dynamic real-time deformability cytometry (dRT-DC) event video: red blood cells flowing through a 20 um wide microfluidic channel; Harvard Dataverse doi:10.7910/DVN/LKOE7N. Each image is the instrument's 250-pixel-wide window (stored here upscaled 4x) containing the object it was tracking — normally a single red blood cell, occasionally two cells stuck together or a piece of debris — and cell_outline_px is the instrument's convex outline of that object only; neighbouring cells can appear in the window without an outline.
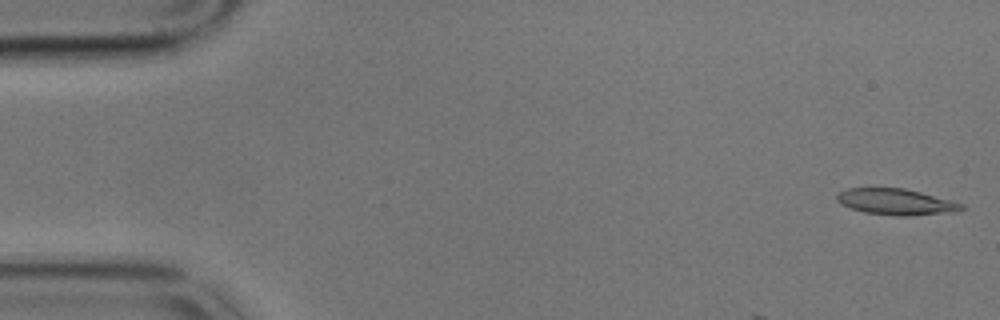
{"species": "common noctule bat (a hibernating species)", "species_latin": "Nyctalus noctula", "temperature_condition": "cold", "stored_images_in_passage": 13, "camera_frame_rate_fps": 3000, "um_per_image_px": 0.085, "animal": {"sex": "male", "body_mass_g": 17.9}, "frame": {"image": 1, "passage_image": 1, "time_ms": 0.0, "image_size_px": [1000, 320], "cell_outline_px": [[964, 208], [956, 212], [908, 216], [896, 216], [864, 212], [840, 204], [836, 200], [836, 196], [840, 192], [848, 188], [904, 188], [920, 192], [964, 204]], "centroid_in_image_um": [76.16, 17.16], "position_along_channel_um": 8.8, "area_um2": 18.9}}
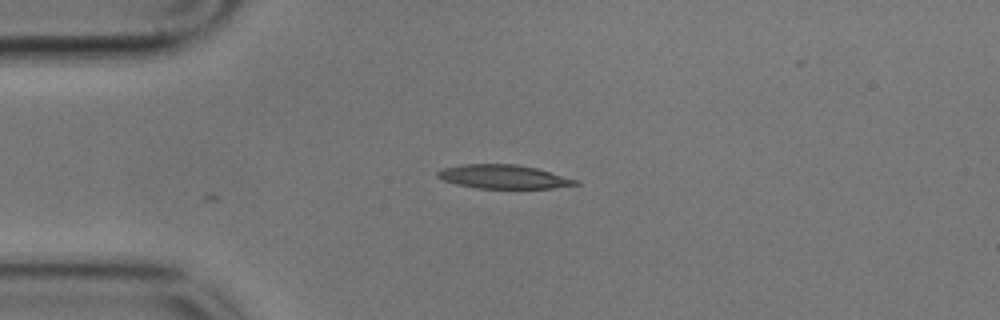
{"frame": {"image": 2, "passage_image": 13, "time_ms": 4.0, "image_size_px": [1000, 320], "cell_outline_px": [[580, 184], [552, 188], [476, 188], [456, 184], [444, 180], [436, 176], [436, 172], [440, 168], [464, 164], [516, 164], [536, 168], [580, 180]], "centroid_in_image_um": [42.79, 15.02], "position_along_channel_um": 42.2, "area_um2": 19.19}}